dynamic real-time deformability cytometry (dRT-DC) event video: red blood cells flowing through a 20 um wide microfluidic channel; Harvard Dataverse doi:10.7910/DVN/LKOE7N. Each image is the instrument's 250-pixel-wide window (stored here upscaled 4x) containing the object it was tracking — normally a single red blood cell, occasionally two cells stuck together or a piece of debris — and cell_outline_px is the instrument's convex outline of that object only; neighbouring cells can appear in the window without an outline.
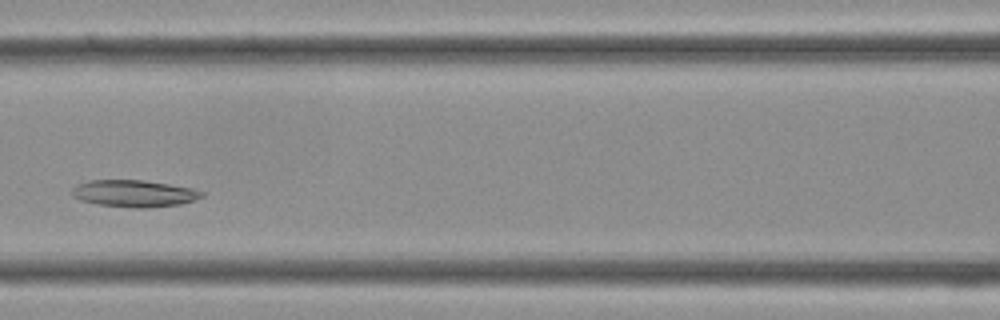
{"species": "Egyptian fruit bat (a non-hibernating species)", "species_latin": "Rousettus aegyptiacus", "temperature_condition": "cold", "stored_images_in_passage": 31, "camera_frame_rate_fps": 3000, "um_per_image_px": 0.085, "frame": {"image": 1, "passage_image": 10, "time_ms": 3.0, "image_size_px": [1000, 320], "cell_outline_px": [[204, 196], [180, 204], [144, 208], [136, 208], [96, 204], [80, 200], [72, 196], [72, 188], [76, 184], [88, 180], [144, 180], [196, 188], [204, 192]], "centroid_in_image_um": [11.39, 16.43], "position_along_channel_um": 155.2, "area_um2": 20.52}}
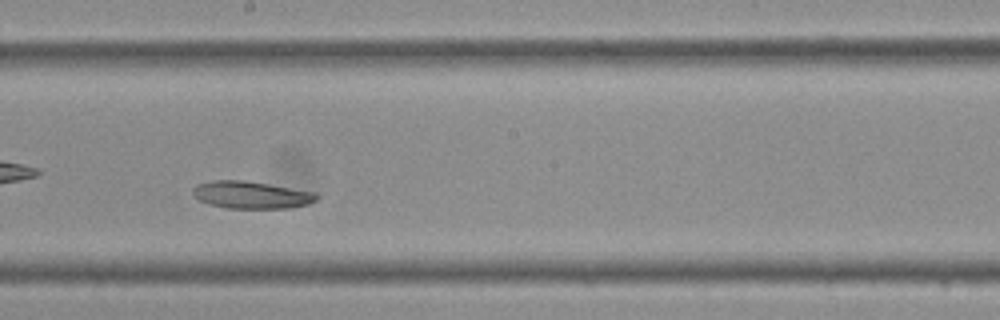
{"frame": {"image": 2, "passage_image": 14, "time_ms": 4.333, "image_size_px": [1000, 320], "cell_outline_px": [[320, 196], [316, 200], [308, 204], [288, 208], [228, 208], [208, 204], [200, 200], [192, 192], [192, 188], [196, 184], [212, 180], [244, 180], [316, 192]], "centroid_in_image_um": [21.36, 16.56], "position_along_channel_um": 226.8, "area_um2": 19.71}}
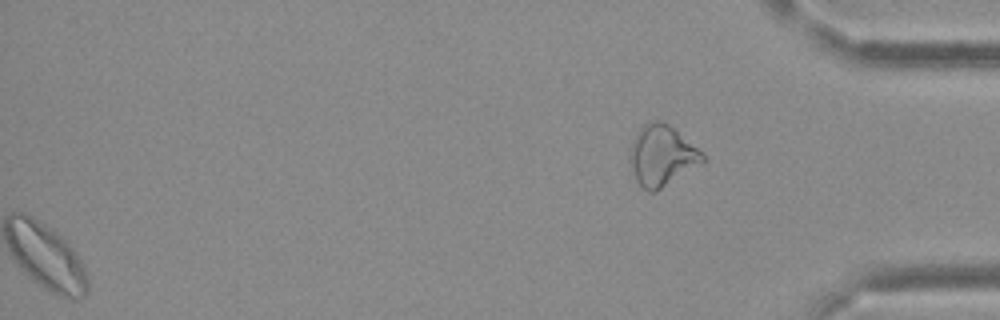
{"frame": {"image": 3, "passage_image": 31, "time_ms": 10.0, "image_size_px": [1000, 320], "cell_outline_px": [[708, 160], [704, 164], [656, 192], [648, 192], [636, 180], [628, 160], [628, 152], [640, 128], [644, 124], [656, 120], [660, 120], [668, 124], [696, 148]], "centroid_in_image_um": [56.26, 13.28], "position_along_channel_um": 378.9, "area_um2": 25.72}}